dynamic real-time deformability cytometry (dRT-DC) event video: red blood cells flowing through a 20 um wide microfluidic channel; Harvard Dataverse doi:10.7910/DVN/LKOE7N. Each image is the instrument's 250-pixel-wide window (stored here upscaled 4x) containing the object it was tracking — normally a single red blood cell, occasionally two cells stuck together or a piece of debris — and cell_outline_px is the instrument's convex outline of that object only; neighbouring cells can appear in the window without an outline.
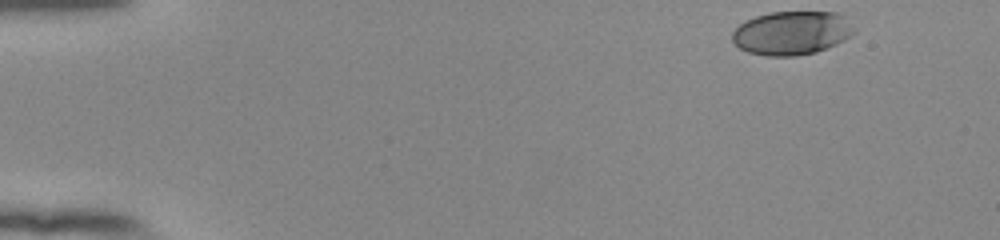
{"species": "human", "species_latin": "Homo sapiens", "temperature_condition": "room temperature", "stored_images_in_passage": 50, "camera_frame_rate_fps": 3000, "um_per_image_px": 0.085, "donor": {"sex": "female"}, "frame": {"image": 1, "passage_image": 1, "time_ms": 0.0, "image_size_px": [1000, 240], "cell_outline_px": [[856, 28], [852, 36], [836, 44], [816, 52], [796, 56], [768, 56], [748, 52], [740, 48], [732, 40], [732, 32], [744, 20], [768, 12], [836, 12], [844, 16]], "centroid_in_image_um": [67.31, 2.8], "position_along_channel_um": 17.7, "area_um2": 31.21}}
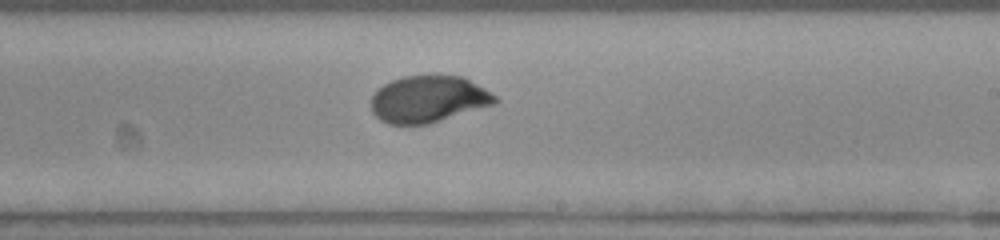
{"frame": {"image": 2, "passage_image": 29, "time_ms": 9.333, "image_size_px": [1000, 240], "cell_outline_px": [[500, 100], [496, 104], [428, 124], [388, 124], [380, 120], [372, 112], [372, 96], [384, 84], [392, 80], [404, 76], [464, 76], [484, 88], [496, 96]], "centroid_in_image_um": [36.44, 8.43], "position_along_channel_um": 252.6, "area_um2": 33.64}}
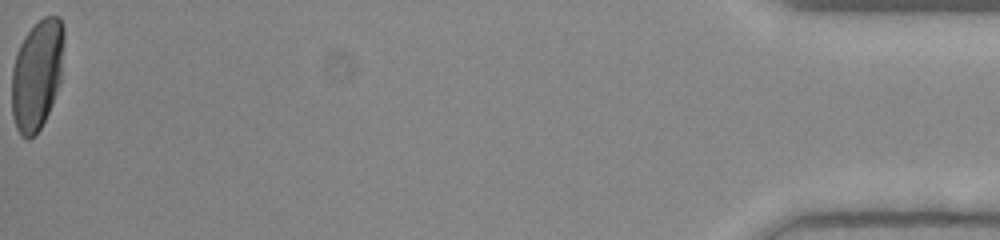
{"frame": {"image": 3, "passage_image": 50, "time_ms": 16.333, "image_size_px": [1000, 240], "cell_outline_px": [[64, 36], [60, 80], [52, 104], [40, 128], [28, 140], [20, 136], [16, 128], [12, 116], [12, 68], [20, 44], [24, 36], [44, 16], [60, 16], [64, 28]], "centroid_in_image_um": [3.13, 6.35], "position_along_channel_um": 432.1, "area_um2": 33.35}, "authors_computed_cell_mechanics": {"area_um2": 33.7263, "velocity_mm_per_s": 3.8687, "shape_relaxation_time_tau1_ms": 2.8457, "shape_relaxation_time_tau2_ms": null, "deformation_change_tau1": 0.1514, "deformation_change_tau2": null}}